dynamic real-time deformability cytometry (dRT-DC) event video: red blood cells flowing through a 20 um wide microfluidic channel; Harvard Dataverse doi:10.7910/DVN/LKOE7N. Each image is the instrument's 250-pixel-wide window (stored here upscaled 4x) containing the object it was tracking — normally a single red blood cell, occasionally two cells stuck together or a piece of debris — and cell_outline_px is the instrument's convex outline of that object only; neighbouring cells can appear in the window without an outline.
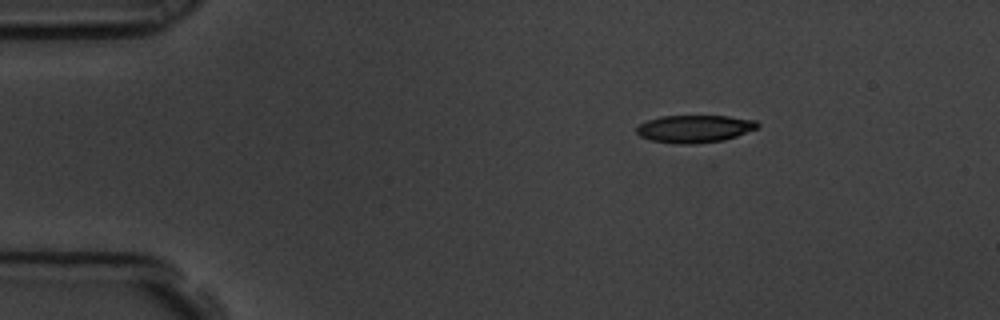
{"species": "common noctule bat (a hibernating species)", "species_latin": "Nyctalus noctula", "temperature_condition": "room temperature", "stored_images_in_passage": 4, "camera_frame_rate_fps": 3000, "um_per_image_px": 0.085, "animal": {"sex": "male", "body_mass_g": 19.5, "forearm_length_mm": 54.6}, "frame": {"image": 1, "passage_image": 1, "time_ms": 0.0, "image_size_px": [1000, 320], "cell_outline_px": [[760, 128], [724, 140], [696, 144], [680, 144], [652, 140], [640, 136], [636, 132], [636, 128], [640, 124], [648, 120], [660, 116], [728, 116], [756, 120], [760, 124]], "centroid_in_image_um": [59.08, 10.94], "position_along_channel_um": 25.9, "area_um2": 19.48}}
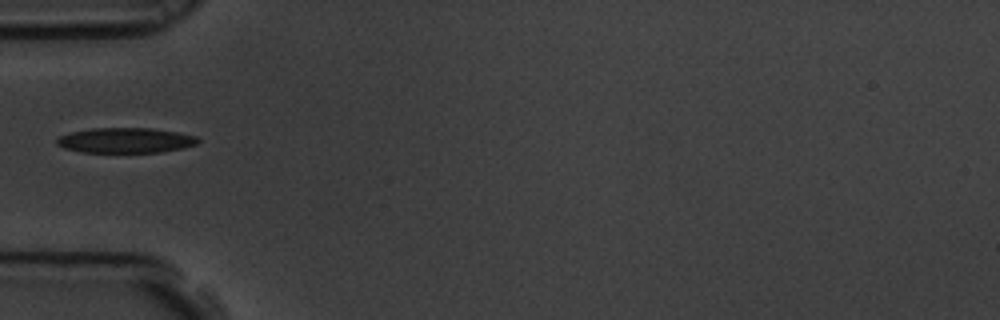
{"frame": {"image": 2, "passage_image": 4, "time_ms": 1.0, "image_size_px": [1000, 320], "cell_outline_px": [[200, 140], [196, 144], [180, 148], [160, 152], [80, 152], [64, 148], [56, 144], [56, 140], [60, 136], [72, 132], [92, 128], [152, 128], [176, 132], [196, 136]], "centroid_in_image_um": [10.65, 11.93], "position_along_channel_um": 74.4, "area_um2": 20.52}}